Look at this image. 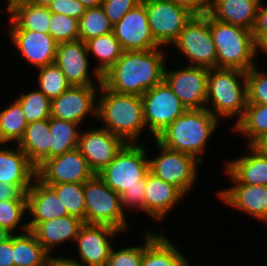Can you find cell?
<instances>
[{"instance_id":"obj_42","label":"cell","mask_w":267,"mask_h":266,"mask_svg":"<svg viewBox=\"0 0 267 266\" xmlns=\"http://www.w3.org/2000/svg\"><path fill=\"white\" fill-rule=\"evenodd\" d=\"M143 251L144 244L118 250L113 245L106 266H140Z\"/></svg>"},{"instance_id":"obj_50","label":"cell","mask_w":267,"mask_h":266,"mask_svg":"<svg viewBox=\"0 0 267 266\" xmlns=\"http://www.w3.org/2000/svg\"><path fill=\"white\" fill-rule=\"evenodd\" d=\"M30 0H6L5 4L7 7L4 8L7 10V13L11 15L18 7H21L27 3H29Z\"/></svg>"},{"instance_id":"obj_5","label":"cell","mask_w":267,"mask_h":266,"mask_svg":"<svg viewBox=\"0 0 267 266\" xmlns=\"http://www.w3.org/2000/svg\"><path fill=\"white\" fill-rule=\"evenodd\" d=\"M246 107V72L240 69H209L206 109L219 120L237 116L235 125L244 116Z\"/></svg>"},{"instance_id":"obj_11","label":"cell","mask_w":267,"mask_h":266,"mask_svg":"<svg viewBox=\"0 0 267 266\" xmlns=\"http://www.w3.org/2000/svg\"><path fill=\"white\" fill-rule=\"evenodd\" d=\"M141 99L146 128L153 138L187 110L164 80L147 90Z\"/></svg>"},{"instance_id":"obj_13","label":"cell","mask_w":267,"mask_h":266,"mask_svg":"<svg viewBox=\"0 0 267 266\" xmlns=\"http://www.w3.org/2000/svg\"><path fill=\"white\" fill-rule=\"evenodd\" d=\"M36 174L46 185L85 183L94 175L78 148L44 161Z\"/></svg>"},{"instance_id":"obj_40","label":"cell","mask_w":267,"mask_h":266,"mask_svg":"<svg viewBox=\"0 0 267 266\" xmlns=\"http://www.w3.org/2000/svg\"><path fill=\"white\" fill-rule=\"evenodd\" d=\"M48 33L57 43L79 39V20L60 13L51 12Z\"/></svg>"},{"instance_id":"obj_32","label":"cell","mask_w":267,"mask_h":266,"mask_svg":"<svg viewBox=\"0 0 267 266\" xmlns=\"http://www.w3.org/2000/svg\"><path fill=\"white\" fill-rule=\"evenodd\" d=\"M232 129L248 138L247 146L254 145L267 134V104L247 103L244 116Z\"/></svg>"},{"instance_id":"obj_36","label":"cell","mask_w":267,"mask_h":266,"mask_svg":"<svg viewBox=\"0 0 267 266\" xmlns=\"http://www.w3.org/2000/svg\"><path fill=\"white\" fill-rule=\"evenodd\" d=\"M112 28L101 6L86 8L79 19V39L85 43L91 38L112 32Z\"/></svg>"},{"instance_id":"obj_17","label":"cell","mask_w":267,"mask_h":266,"mask_svg":"<svg viewBox=\"0 0 267 266\" xmlns=\"http://www.w3.org/2000/svg\"><path fill=\"white\" fill-rule=\"evenodd\" d=\"M120 234L116 228L105 224L84 223L75 238L78 261L83 266H106L113 246L111 239Z\"/></svg>"},{"instance_id":"obj_20","label":"cell","mask_w":267,"mask_h":266,"mask_svg":"<svg viewBox=\"0 0 267 266\" xmlns=\"http://www.w3.org/2000/svg\"><path fill=\"white\" fill-rule=\"evenodd\" d=\"M217 198L226 206L242 211L245 214L267 223V186L234 184L218 190Z\"/></svg>"},{"instance_id":"obj_8","label":"cell","mask_w":267,"mask_h":266,"mask_svg":"<svg viewBox=\"0 0 267 266\" xmlns=\"http://www.w3.org/2000/svg\"><path fill=\"white\" fill-rule=\"evenodd\" d=\"M189 60L188 66L217 68V56L209 27V14L193 15L172 43Z\"/></svg>"},{"instance_id":"obj_19","label":"cell","mask_w":267,"mask_h":266,"mask_svg":"<svg viewBox=\"0 0 267 266\" xmlns=\"http://www.w3.org/2000/svg\"><path fill=\"white\" fill-rule=\"evenodd\" d=\"M7 32L11 42L28 64L37 69L55 62L58 43L49 33L31 30Z\"/></svg>"},{"instance_id":"obj_49","label":"cell","mask_w":267,"mask_h":266,"mask_svg":"<svg viewBox=\"0 0 267 266\" xmlns=\"http://www.w3.org/2000/svg\"><path fill=\"white\" fill-rule=\"evenodd\" d=\"M45 266H83L77 259L63 256H52L49 254Z\"/></svg>"},{"instance_id":"obj_2","label":"cell","mask_w":267,"mask_h":266,"mask_svg":"<svg viewBox=\"0 0 267 266\" xmlns=\"http://www.w3.org/2000/svg\"><path fill=\"white\" fill-rule=\"evenodd\" d=\"M147 148L127 143L116 157L97 175L120 195L122 209H140L145 213V185L149 172Z\"/></svg>"},{"instance_id":"obj_51","label":"cell","mask_w":267,"mask_h":266,"mask_svg":"<svg viewBox=\"0 0 267 266\" xmlns=\"http://www.w3.org/2000/svg\"><path fill=\"white\" fill-rule=\"evenodd\" d=\"M265 53L267 55V33L263 34L256 42H255V57L259 54V51Z\"/></svg>"},{"instance_id":"obj_15","label":"cell","mask_w":267,"mask_h":266,"mask_svg":"<svg viewBox=\"0 0 267 266\" xmlns=\"http://www.w3.org/2000/svg\"><path fill=\"white\" fill-rule=\"evenodd\" d=\"M97 85L70 86L51 100V117L75 122L81 126L87 116L97 119Z\"/></svg>"},{"instance_id":"obj_14","label":"cell","mask_w":267,"mask_h":266,"mask_svg":"<svg viewBox=\"0 0 267 266\" xmlns=\"http://www.w3.org/2000/svg\"><path fill=\"white\" fill-rule=\"evenodd\" d=\"M81 130L78 149L94 174L101 172L127 144L102 127Z\"/></svg>"},{"instance_id":"obj_45","label":"cell","mask_w":267,"mask_h":266,"mask_svg":"<svg viewBox=\"0 0 267 266\" xmlns=\"http://www.w3.org/2000/svg\"><path fill=\"white\" fill-rule=\"evenodd\" d=\"M31 185H13L0 182V202L5 200H27L26 192Z\"/></svg>"},{"instance_id":"obj_52","label":"cell","mask_w":267,"mask_h":266,"mask_svg":"<svg viewBox=\"0 0 267 266\" xmlns=\"http://www.w3.org/2000/svg\"><path fill=\"white\" fill-rule=\"evenodd\" d=\"M262 154L267 156V134L259 139L254 145Z\"/></svg>"},{"instance_id":"obj_35","label":"cell","mask_w":267,"mask_h":266,"mask_svg":"<svg viewBox=\"0 0 267 266\" xmlns=\"http://www.w3.org/2000/svg\"><path fill=\"white\" fill-rule=\"evenodd\" d=\"M48 186L56 192L68 215L76 216L85 223L84 183H58Z\"/></svg>"},{"instance_id":"obj_30","label":"cell","mask_w":267,"mask_h":266,"mask_svg":"<svg viewBox=\"0 0 267 266\" xmlns=\"http://www.w3.org/2000/svg\"><path fill=\"white\" fill-rule=\"evenodd\" d=\"M14 266H45L49 253L30 231L13 234Z\"/></svg>"},{"instance_id":"obj_39","label":"cell","mask_w":267,"mask_h":266,"mask_svg":"<svg viewBox=\"0 0 267 266\" xmlns=\"http://www.w3.org/2000/svg\"><path fill=\"white\" fill-rule=\"evenodd\" d=\"M25 214L28 215L27 200H5L0 202V226L11 234H17L19 229L21 230L20 233L29 230L28 223L21 222L24 221L23 218H26Z\"/></svg>"},{"instance_id":"obj_28","label":"cell","mask_w":267,"mask_h":266,"mask_svg":"<svg viewBox=\"0 0 267 266\" xmlns=\"http://www.w3.org/2000/svg\"><path fill=\"white\" fill-rule=\"evenodd\" d=\"M17 145L36 169L44 161L50 159L49 119L28 123L24 136Z\"/></svg>"},{"instance_id":"obj_41","label":"cell","mask_w":267,"mask_h":266,"mask_svg":"<svg viewBox=\"0 0 267 266\" xmlns=\"http://www.w3.org/2000/svg\"><path fill=\"white\" fill-rule=\"evenodd\" d=\"M247 103L267 104V72L257 65L246 71Z\"/></svg>"},{"instance_id":"obj_34","label":"cell","mask_w":267,"mask_h":266,"mask_svg":"<svg viewBox=\"0 0 267 266\" xmlns=\"http://www.w3.org/2000/svg\"><path fill=\"white\" fill-rule=\"evenodd\" d=\"M11 102L8 107L0 109V146L12 141L18 144L28 125L21 105L15 99Z\"/></svg>"},{"instance_id":"obj_27","label":"cell","mask_w":267,"mask_h":266,"mask_svg":"<svg viewBox=\"0 0 267 266\" xmlns=\"http://www.w3.org/2000/svg\"><path fill=\"white\" fill-rule=\"evenodd\" d=\"M37 177L36 167L18 147L0 148V182L13 185H32Z\"/></svg>"},{"instance_id":"obj_24","label":"cell","mask_w":267,"mask_h":266,"mask_svg":"<svg viewBox=\"0 0 267 266\" xmlns=\"http://www.w3.org/2000/svg\"><path fill=\"white\" fill-rule=\"evenodd\" d=\"M247 147L248 154L225 163L226 176L233 184L267 186V156L253 145Z\"/></svg>"},{"instance_id":"obj_12","label":"cell","mask_w":267,"mask_h":266,"mask_svg":"<svg viewBox=\"0 0 267 266\" xmlns=\"http://www.w3.org/2000/svg\"><path fill=\"white\" fill-rule=\"evenodd\" d=\"M169 70V71H168ZM165 66L164 81L187 109H204L207 105L209 69L186 66L171 70Z\"/></svg>"},{"instance_id":"obj_43","label":"cell","mask_w":267,"mask_h":266,"mask_svg":"<svg viewBox=\"0 0 267 266\" xmlns=\"http://www.w3.org/2000/svg\"><path fill=\"white\" fill-rule=\"evenodd\" d=\"M140 2L141 0H103L101 7L109 19V22L114 25Z\"/></svg>"},{"instance_id":"obj_46","label":"cell","mask_w":267,"mask_h":266,"mask_svg":"<svg viewBox=\"0 0 267 266\" xmlns=\"http://www.w3.org/2000/svg\"><path fill=\"white\" fill-rule=\"evenodd\" d=\"M262 0L259 4L255 24L251 30L253 39L256 42L263 34L267 33V5L262 6Z\"/></svg>"},{"instance_id":"obj_22","label":"cell","mask_w":267,"mask_h":266,"mask_svg":"<svg viewBox=\"0 0 267 266\" xmlns=\"http://www.w3.org/2000/svg\"><path fill=\"white\" fill-rule=\"evenodd\" d=\"M145 213L156 221H162L185 195L173 184L167 183L150 171L146 175Z\"/></svg>"},{"instance_id":"obj_29","label":"cell","mask_w":267,"mask_h":266,"mask_svg":"<svg viewBox=\"0 0 267 266\" xmlns=\"http://www.w3.org/2000/svg\"><path fill=\"white\" fill-rule=\"evenodd\" d=\"M85 44L89 57L91 55L99 60L91 71L92 77L102 81V76L117 62L124 50L113 32L91 38Z\"/></svg>"},{"instance_id":"obj_9","label":"cell","mask_w":267,"mask_h":266,"mask_svg":"<svg viewBox=\"0 0 267 266\" xmlns=\"http://www.w3.org/2000/svg\"><path fill=\"white\" fill-rule=\"evenodd\" d=\"M155 142L159 154L157 157H149V171L163 181L173 184L186 196L197 183V168L202 163L194 156L163 146L156 139Z\"/></svg>"},{"instance_id":"obj_47","label":"cell","mask_w":267,"mask_h":266,"mask_svg":"<svg viewBox=\"0 0 267 266\" xmlns=\"http://www.w3.org/2000/svg\"><path fill=\"white\" fill-rule=\"evenodd\" d=\"M177 5L190 10L194 15L205 14L208 11L211 0H172Z\"/></svg>"},{"instance_id":"obj_26","label":"cell","mask_w":267,"mask_h":266,"mask_svg":"<svg viewBox=\"0 0 267 266\" xmlns=\"http://www.w3.org/2000/svg\"><path fill=\"white\" fill-rule=\"evenodd\" d=\"M261 0H211L207 13L223 23L252 30Z\"/></svg>"},{"instance_id":"obj_23","label":"cell","mask_w":267,"mask_h":266,"mask_svg":"<svg viewBox=\"0 0 267 266\" xmlns=\"http://www.w3.org/2000/svg\"><path fill=\"white\" fill-rule=\"evenodd\" d=\"M144 234V251L140 266H191L188 257L167 235L156 234L150 229Z\"/></svg>"},{"instance_id":"obj_10","label":"cell","mask_w":267,"mask_h":266,"mask_svg":"<svg viewBox=\"0 0 267 266\" xmlns=\"http://www.w3.org/2000/svg\"><path fill=\"white\" fill-rule=\"evenodd\" d=\"M146 8L150 30L155 41L162 47L171 46L193 17L187 8L172 0H141Z\"/></svg>"},{"instance_id":"obj_37","label":"cell","mask_w":267,"mask_h":266,"mask_svg":"<svg viewBox=\"0 0 267 266\" xmlns=\"http://www.w3.org/2000/svg\"><path fill=\"white\" fill-rule=\"evenodd\" d=\"M15 100L21 105L27 123L49 119L51 117V100L40 90L22 92Z\"/></svg>"},{"instance_id":"obj_54","label":"cell","mask_w":267,"mask_h":266,"mask_svg":"<svg viewBox=\"0 0 267 266\" xmlns=\"http://www.w3.org/2000/svg\"><path fill=\"white\" fill-rule=\"evenodd\" d=\"M53 0H30L29 3L36 6L48 7Z\"/></svg>"},{"instance_id":"obj_38","label":"cell","mask_w":267,"mask_h":266,"mask_svg":"<svg viewBox=\"0 0 267 266\" xmlns=\"http://www.w3.org/2000/svg\"><path fill=\"white\" fill-rule=\"evenodd\" d=\"M37 70L38 90L50 100L58 97L71 86L55 62L47 66L39 67Z\"/></svg>"},{"instance_id":"obj_3","label":"cell","mask_w":267,"mask_h":266,"mask_svg":"<svg viewBox=\"0 0 267 266\" xmlns=\"http://www.w3.org/2000/svg\"><path fill=\"white\" fill-rule=\"evenodd\" d=\"M98 94L97 119L104 124L102 128L126 143H139L146 128L141 96L116 93L103 83Z\"/></svg>"},{"instance_id":"obj_6","label":"cell","mask_w":267,"mask_h":266,"mask_svg":"<svg viewBox=\"0 0 267 266\" xmlns=\"http://www.w3.org/2000/svg\"><path fill=\"white\" fill-rule=\"evenodd\" d=\"M209 27L216 48L217 68L246 72L256 66L255 41L251 30L220 22L210 15Z\"/></svg>"},{"instance_id":"obj_31","label":"cell","mask_w":267,"mask_h":266,"mask_svg":"<svg viewBox=\"0 0 267 266\" xmlns=\"http://www.w3.org/2000/svg\"><path fill=\"white\" fill-rule=\"evenodd\" d=\"M51 12L47 7L27 3L9 15V30H31L48 33Z\"/></svg>"},{"instance_id":"obj_48","label":"cell","mask_w":267,"mask_h":266,"mask_svg":"<svg viewBox=\"0 0 267 266\" xmlns=\"http://www.w3.org/2000/svg\"><path fill=\"white\" fill-rule=\"evenodd\" d=\"M13 234L0 244V266H14Z\"/></svg>"},{"instance_id":"obj_18","label":"cell","mask_w":267,"mask_h":266,"mask_svg":"<svg viewBox=\"0 0 267 266\" xmlns=\"http://www.w3.org/2000/svg\"><path fill=\"white\" fill-rule=\"evenodd\" d=\"M90 60L86 44L82 40L58 43L55 64L60 68L71 86L97 84L99 87L102 84V81L95 83L91 78Z\"/></svg>"},{"instance_id":"obj_7","label":"cell","mask_w":267,"mask_h":266,"mask_svg":"<svg viewBox=\"0 0 267 266\" xmlns=\"http://www.w3.org/2000/svg\"><path fill=\"white\" fill-rule=\"evenodd\" d=\"M85 223L105 224L121 233L128 231L126 209H122L121 197L94 174L84 183Z\"/></svg>"},{"instance_id":"obj_25","label":"cell","mask_w":267,"mask_h":266,"mask_svg":"<svg viewBox=\"0 0 267 266\" xmlns=\"http://www.w3.org/2000/svg\"><path fill=\"white\" fill-rule=\"evenodd\" d=\"M84 221L76 216L66 215L38 223L31 232L43 248L52 254L62 243L75 241ZM59 244V245H58Z\"/></svg>"},{"instance_id":"obj_16","label":"cell","mask_w":267,"mask_h":266,"mask_svg":"<svg viewBox=\"0 0 267 266\" xmlns=\"http://www.w3.org/2000/svg\"><path fill=\"white\" fill-rule=\"evenodd\" d=\"M112 32L124 51H144L161 47L152 36L142 1L113 25Z\"/></svg>"},{"instance_id":"obj_55","label":"cell","mask_w":267,"mask_h":266,"mask_svg":"<svg viewBox=\"0 0 267 266\" xmlns=\"http://www.w3.org/2000/svg\"><path fill=\"white\" fill-rule=\"evenodd\" d=\"M11 233L7 231L4 227L0 226V244L9 238Z\"/></svg>"},{"instance_id":"obj_21","label":"cell","mask_w":267,"mask_h":266,"mask_svg":"<svg viewBox=\"0 0 267 266\" xmlns=\"http://www.w3.org/2000/svg\"><path fill=\"white\" fill-rule=\"evenodd\" d=\"M26 198L27 213L32 217L27 221L30 231L40 222L68 215L56 192L37 177L26 192Z\"/></svg>"},{"instance_id":"obj_1","label":"cell","mask_w":267,"mask_h":266,"mask_svg":"<svg viewBox=\"0 0 267 266\" xmlns=\"http://www.w3.org/2000/svg\"><path fill=\"white\" fill-rule=\"evenodd\" d=\"M163 49L124 51L102 76V83L116 93L142 96L164 79L167 60Z\"/></svg>"},{"instance_id":"obj_53","label":"cell","mask_w":267,"mask_h":266,"mask_svg":"<svg viewBox=\"0 0 267 266\" xmlns=\"http://www.w3.org/2000/svg\"><path fill=\"white\" fill-rule=\"evenodd\" d=\"M82 5L87 8L99 7L103 0H78Z\"/></svg>"},{"instance_id":"obj_33","label":"cell","mask_w":267,"mask_h":266,"mask_svg":"<svg viewBox=\"0 0 267 266\" xmlns=\"http://www.w3.org/2000/svg\"><path fill=\"white\" fill-rule=\"evenodd\" d=\"M79 124L54 117L49 118L51 134L50 159L62 155L78 147L80 128Z\"/></svg>"},{"instance_id":"obj_44","label":"cell","mask_w":267,"mask_h":266,"mask_svg":"<svg viewBox=\"0 0 267 266\" xmlns=\"http://www.w3.org/2000/svg\"><path fill=\"white\" fill-rule=\"evenodd\" d=\"M47 8L50 12L68 15L79 20L87 7L78 0H53Z\"/></svg>"},{"instance_id":"obj_4","label":"cell","mask_w":267,"mask_h":266,"mask_svg":"<svg viewBox=\"0 0 267 266\" xmlns=\"http://www.w3.org/2000/svg\"><path fill=\"white\" fill-rule=\"evenodd\" d=\"M219 122L206 108L187 109L154 139L169 149L194 156L202 163L209 138Z\"/></svg>"}]
</instances>
